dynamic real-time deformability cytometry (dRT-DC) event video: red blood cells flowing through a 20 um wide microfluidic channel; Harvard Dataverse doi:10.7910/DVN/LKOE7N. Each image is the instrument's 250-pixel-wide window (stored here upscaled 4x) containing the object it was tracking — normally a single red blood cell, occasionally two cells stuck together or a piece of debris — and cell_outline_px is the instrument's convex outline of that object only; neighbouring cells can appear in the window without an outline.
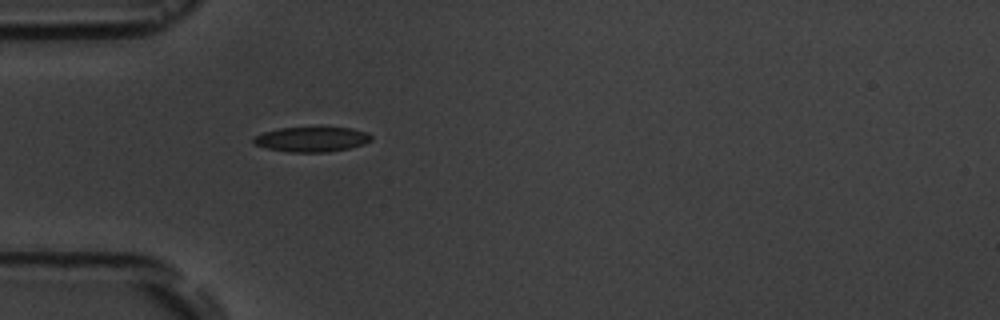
{"species": "common noctule bat (a hibernating species)", "species_latin": "Nyctalus noctula", "temperature_condition": "room temperature", "stored_images_in_passage": 1, "camera_frame_rate_fps": 3000, "um_per_image_px": 0.085, "animal": {"sex": "male", "body_mass_g": 19.5, "forearm_length_mm": 54.6}, "frame": {"image": 1, "passage_image": 1, "time_ms": 0.0, "image_size_px": [1000, 320], "cell_outline_px": [[372, 140], [364, 144], [348, 148], [328, 152], [288, 152], [268, 148], [252, 144], [252, 140], [256, 136], [264, 132], [280, 128], [352, 128], [368, 132], [372, 136]], "centroid_in_image_um": [26.51, 11.85], "position_along_channel_um": 58.5, "area_um2": 16.99}}